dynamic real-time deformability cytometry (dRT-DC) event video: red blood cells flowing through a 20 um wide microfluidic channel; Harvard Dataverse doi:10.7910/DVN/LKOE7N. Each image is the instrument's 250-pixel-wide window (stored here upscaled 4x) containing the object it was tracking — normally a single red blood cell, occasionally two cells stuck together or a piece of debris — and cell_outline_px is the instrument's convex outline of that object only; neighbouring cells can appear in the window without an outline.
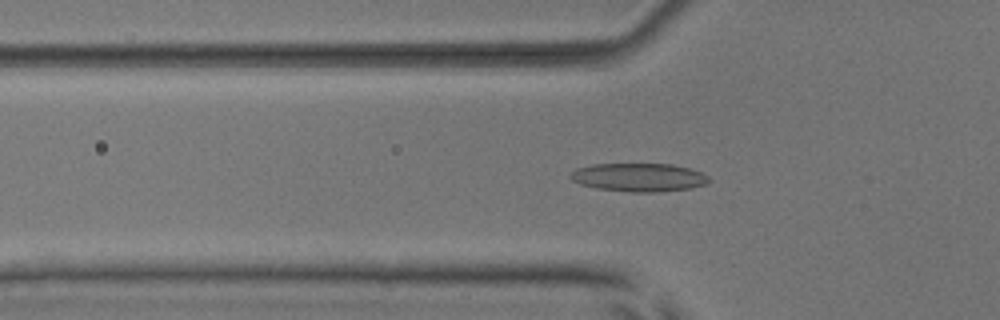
{"species": "common noctule bat (a hibernating species)", "species_latin": "Nyctalus noctula", "temperature_condition": "room temperature", "stored_images_in_passage": 45, "camera_frame_rate_fps": 3000, "um_per_image_px": 0.085, "animal": {"sex": "male", "body_mass_g": 17.9, "forearm_length_mm": 54.2}, "frame": {"image": 1, "passage_image": 17, "time_ms": 5.333, "image_size_px": [1000, 320], "cell_outline_px": [[708, 184], [692, 188], [660, 192], [632, 192], [596, 188], [580, 184], [572, 180], [568, 176], [576, 168], [592, 164], [672, 164], [692, 168], [708, 176]], "centroid_in_image_um": [54.31, 15.07], "position_along_channel_um": 71.5, "area_um2": 23.06}}
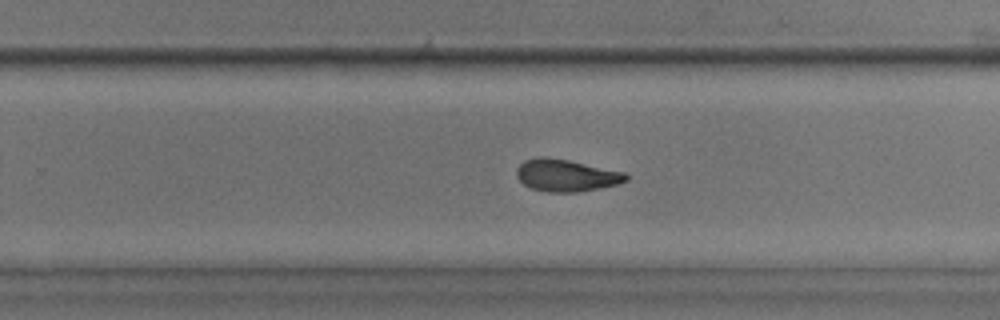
{"frame": {"image": 2, "passage_image": 33, "time_ms": 10.667, "image_size_px": [1000, 320], "cell_outline_px": [[628, 180], [616, 184], [576, 192], [548, 192], [532, 188], [524, 184], [516, 176], [516, 168], [524, 160], [540, 156], [544, 156], [568, 160], [624, 172], [628, 176]], "centroid_in_image_um": [48.08, 14.89], "position_along_channel_um": 281.7, "area_um2": 20.23}}
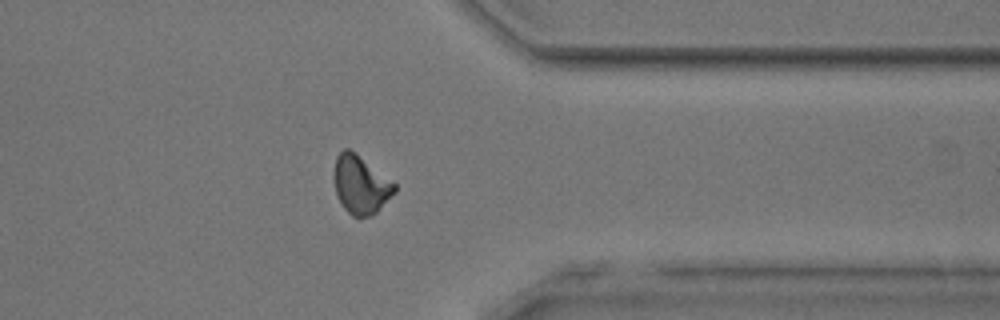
{"frame": {"image": 3, "passage_image": 41, "time_ms": 13.333, "image_size_px": [1000, 320], "cell_outline_px": [[396, 192], [372, 216], [352, 216], [344, 208], [336, 192], [336, 156], [344, 148], [348, 148], [356, 152], [396, 184]], "centroid_in_image_um": [30.7, 15.69], "position_along_channel_um": 380.7, "area_um2": 20.11}, "authors_computed_cell_mechanics": {"area_um2": 20.7502, "velocity_mm_per_s": 3.9579, "shape_relaxation_time_tau1_ms": 3.2877, "shape_relaxation_time_tau2_ms": 1.8808, "deformation_change_tau1": 0.1544, "deformation_change_tau2": 0.0917}}